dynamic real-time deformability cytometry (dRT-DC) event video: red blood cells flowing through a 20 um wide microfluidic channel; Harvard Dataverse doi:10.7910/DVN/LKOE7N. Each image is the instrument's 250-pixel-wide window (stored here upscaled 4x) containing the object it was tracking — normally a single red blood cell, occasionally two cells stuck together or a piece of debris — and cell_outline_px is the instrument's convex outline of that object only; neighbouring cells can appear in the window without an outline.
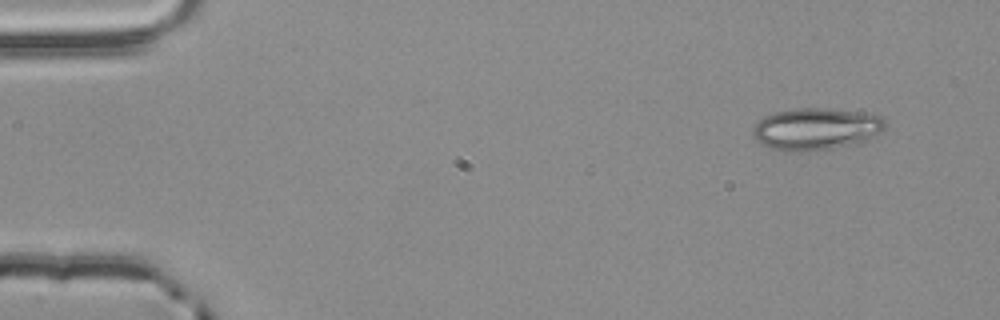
{"species": "common noctule bat (a hibernating species)", "species_latin": "Nyctalus noctula", "temperature_condition": "room temperature", "stored_images_in_passage": 3, "camera_frame_rate_fps": 3000, "um_per_image_px": 0.085, "animal": {"sex": "male", "body_mass_g": 20.4}, "frame": {"image": 1, "passage_image": 3, "time_ms": 0.667, "image_size_px": [1000, 320], "cell_outline_px": [[888, 124], [880, 132], [868, 140], [860, 144], [808, 152], [772, 148], [756, 140], [752, 136], [752, 128], [764, 116], [776, 112], [800, 108], [824, 108], [860, 112], [880, 116]], "centroid_in_image_um": [69.4, 10.97], "position_along_channel_um": 15.6, "area_um2": 32.37}}